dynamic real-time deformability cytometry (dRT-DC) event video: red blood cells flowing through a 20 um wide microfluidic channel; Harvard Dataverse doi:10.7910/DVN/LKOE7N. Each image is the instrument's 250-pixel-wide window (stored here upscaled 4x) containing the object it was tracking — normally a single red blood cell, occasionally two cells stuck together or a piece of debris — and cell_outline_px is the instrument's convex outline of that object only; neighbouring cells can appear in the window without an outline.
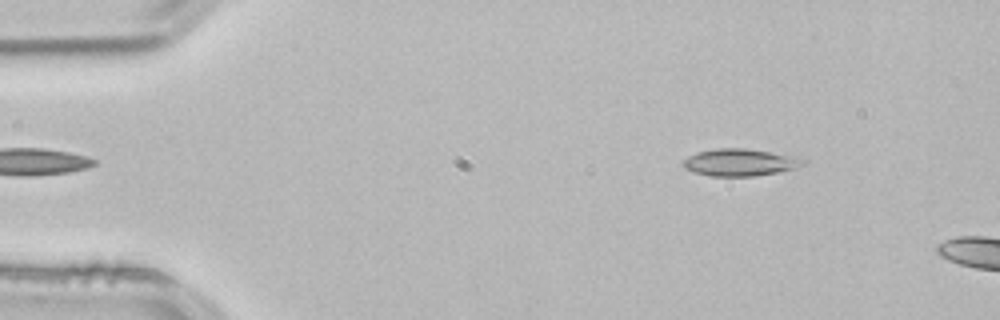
{"species": "common noctule bat (a hibernating species)", "species_latin": "Nyctalus noctula", "temperature_condition": "room temperature", "stored_images_in_passage": 12, "camera_frame_rate_fps": 3000, "um_per_image_px": 0.085, "animal": {"sex": "male", "body_mass_g": 21.5, "forearm_length_mm": 52.0}, "frame": {"image": 1, "passage_image": 6, "time_ms": 1.667, "image_size_px": [1000, 320], "cell_outline_px": [[804, 164], [796, 168], [780, 172], [752, 176], [712, 176], [696, 172], [684, 168], [680, 164], [688, 156], [696, 152], [716, 148], [744, 148], [772, 152], [796, 156], [804, 160]], "centroid_in_image_um": [62.89, 13.79], "position_along_channel_um": 22.1, "area_um2": 19.02}}